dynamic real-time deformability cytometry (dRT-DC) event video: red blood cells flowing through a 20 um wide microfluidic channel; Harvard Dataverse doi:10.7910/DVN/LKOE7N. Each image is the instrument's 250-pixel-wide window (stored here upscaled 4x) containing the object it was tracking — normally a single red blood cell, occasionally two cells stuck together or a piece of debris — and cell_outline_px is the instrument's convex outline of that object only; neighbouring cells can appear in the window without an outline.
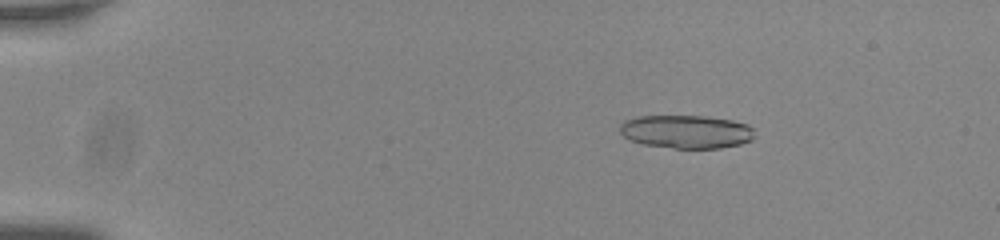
{"species": "common noctule bat (a hibernating species)", "species_latin": "Nyctalus noctula", "temperature_condition": "room temperature", "stored_images_in_passage": 47, "segment_of_instrument_passage": [1, 2], "camera_frame_rate_fps": 3000, "um_per_image_px": 0.085, "animal": {"sex": "male", "body_mass_g": 20.0, "forearm_length_mm": 53.3}, "frame": {"image": 1, "passage_image": 1, "time_ms": 0.0, "image_size_px": [1000, 240], "cell_outline_px": [[756, 136], [752, 140], [740, 144], [720, 148], [676, 148], [644, 144], [628, 140], [620, 132], [620, 124], [624, 120], [636, 116], [704, 116], [732, 120], [748, 124], [752, 128]], "centroid_in_image_um": [58.34, 11.19], "position_along_channel_um": 26.7, "area_um2": 26.3}}